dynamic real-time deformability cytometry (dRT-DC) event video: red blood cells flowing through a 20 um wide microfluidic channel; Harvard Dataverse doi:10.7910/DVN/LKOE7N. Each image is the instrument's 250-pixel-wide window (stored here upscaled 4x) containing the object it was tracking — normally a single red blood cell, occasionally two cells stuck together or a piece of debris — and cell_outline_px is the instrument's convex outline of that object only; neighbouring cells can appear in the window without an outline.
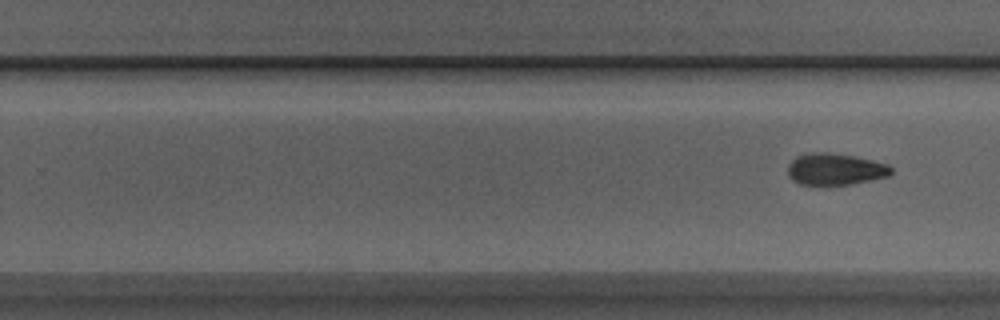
{"species": "Egyptian fruit bat (a non-hibernating species)", "species_latin": "Rousettus aegyptiacus", "temperature_condition": "room temperature", "stored_images_in_passage": 10, "segment_of_instrument_passage": [2, 2], "camera_frame_rate_fps": 3000, "um_per_image_px": 0.085, "animal": {"sex": "male"}, "frame": {"image": 1, "passage_image": 10, "time_ms": 3.0, "image_size_px": [1000, 320], "cell_outline_px": [[892, 172], [888, 176], [852, 184], [800, 184], [792, 180], [788, 176], [788, 164], [796, 156], [812, 152], [828, 152], [856, 156], [888, 164], [892, 168]], "centroid_in_image_um": [70.98, 14.36], "position_along_channel_um": 258.8, "area_um2": 19.07}}